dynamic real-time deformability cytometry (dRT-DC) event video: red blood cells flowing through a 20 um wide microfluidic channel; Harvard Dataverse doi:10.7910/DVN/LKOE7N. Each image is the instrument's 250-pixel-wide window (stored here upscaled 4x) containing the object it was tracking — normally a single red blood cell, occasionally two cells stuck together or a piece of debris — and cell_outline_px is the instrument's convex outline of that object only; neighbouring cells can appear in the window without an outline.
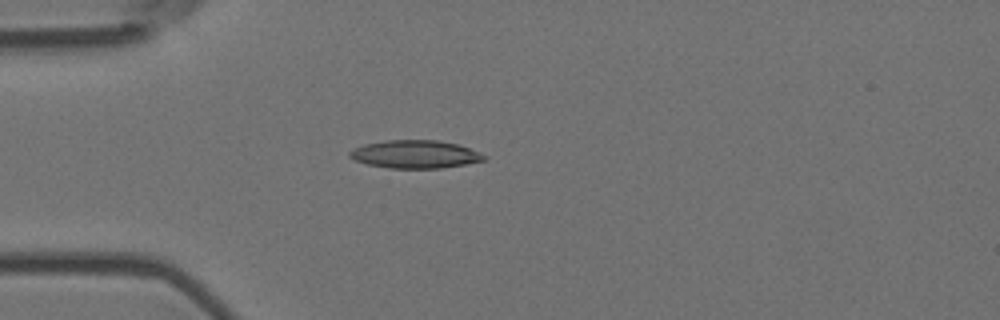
{"species": "Egyptian fruit bat (a non-hibernating species)", "species_latin": "Rousettus aegyptiacus", "temperature_condition": "room temperature", "stored_images_in_passage": 5, "camera_frame_rate_fps": 3000, "um_per_image_px": 0.085, "animal": {"sex": "female"}, "frame": {"image": 1, "passage_image": 4, "time_ms": 1.0, "image_size_px": [1000, 320], "cell_outline_px": [[488, 156], [484, 160], [464, 164], [440, 168], [388, 168], [368, 164], [356, 160], [348, 156], [348, 152], [364, 144], [388, 140], [436, 140], [456, 144], [480, 152]], "centroid_in_image_um": [35.29, 13.11], "position_along_channel_um": 49.7, "area_um2": 21.68}}